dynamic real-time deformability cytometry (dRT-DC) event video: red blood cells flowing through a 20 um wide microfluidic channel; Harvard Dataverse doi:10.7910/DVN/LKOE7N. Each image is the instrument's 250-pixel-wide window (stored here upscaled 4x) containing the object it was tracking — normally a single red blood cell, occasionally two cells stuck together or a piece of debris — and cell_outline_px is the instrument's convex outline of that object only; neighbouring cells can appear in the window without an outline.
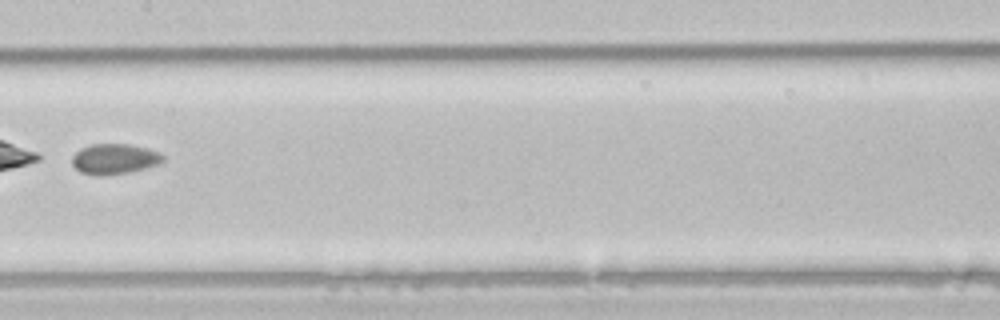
{"species": "common noctule bat (a hibernating species)", "species_latin": "Nyctalus noctula", "temperature_condition": "room temperature", "stored_images_in_passage": 6, "camera_frame_rate_fps": 3000, "um_per_image_px": 0.085, "animal": {"sex": "male", "body_mass_g": 21.5, "forearm_length_mm": 52.0}, "frame": {"image": 1, "passage_image": 6, "time_ms": 1.667, "image_size_px": [1000, 320], "cell_outline_px": [[164, 160], [156, 164], [144, 168], [128, 172], [104, 176], [100, 176], [80, 172], [72, 164], [72, 156], [80, 148], [92, 144], [128, 144], [148, 148], [160, 152], [164, 156]], "centroid_in_image_um": [9.71, 13.5], "position_along_channel_um": 197.7, "area_um2": 16.07}}